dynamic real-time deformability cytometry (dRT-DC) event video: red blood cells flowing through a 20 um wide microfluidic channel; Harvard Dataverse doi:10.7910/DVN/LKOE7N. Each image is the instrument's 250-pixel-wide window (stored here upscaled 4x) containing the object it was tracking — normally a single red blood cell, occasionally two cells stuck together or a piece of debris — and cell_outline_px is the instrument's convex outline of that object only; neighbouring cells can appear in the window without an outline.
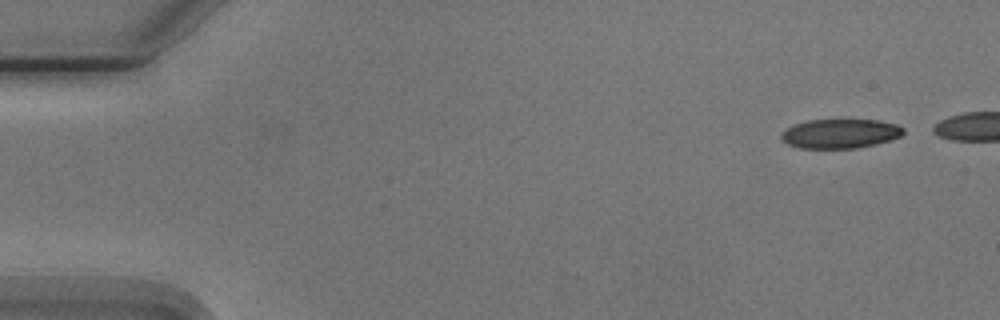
{"species": "Egyptian fruit bat (a non-hibernating species)", "species_latin": "Rousettus aegyptiacus", "temperature_condition": "cold", "stored_images_in_passage": 4, "camera_frame_rate_fps": 3000, "um_per_image_px": 0.085, "animal": {"sex": "male"}, "frame": {"image": 1, "passage_image": 1, "time_ms": 0.0, "image_size_px": [1000, 320], "cell_outline_px": [[904, 132], [900, 136], [876, 144], [856, 148], [800, 148], [788, 144], [780, 136], [780, 132], [796, 124], [808, 120], [876, 120], [896, 124], [904, 128]], "centroid_in_image_um": [71.41, 11.36], "position_along_channel_um": 13.6, "area_um2": 20.63}}